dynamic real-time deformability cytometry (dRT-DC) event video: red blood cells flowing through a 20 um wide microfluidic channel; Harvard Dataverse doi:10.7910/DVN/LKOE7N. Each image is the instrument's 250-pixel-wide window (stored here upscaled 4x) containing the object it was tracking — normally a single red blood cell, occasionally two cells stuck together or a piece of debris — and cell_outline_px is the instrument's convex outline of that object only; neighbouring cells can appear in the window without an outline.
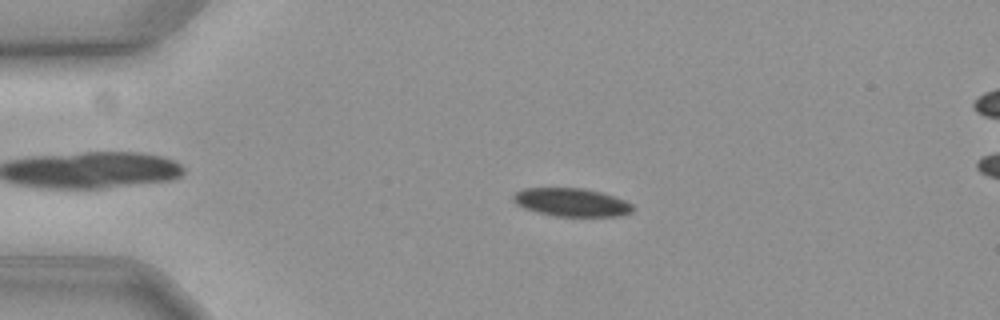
{"species": "common noctule bat (a hibernating species)", "species_latin": "Nyctalus noctula", "temperature_condition": "cold", "stored_images_in_passage": 19, "camera_frame_rate_fps": 3000, "um_per_image_px": 0.085, "animal": {"sex": "female", "body_mass_g": 19.3, "forearm_length_mm": 54.1}, "frame": {"image": 1, "passage_image": 13, "time_ms": 4.0, "image_size_px": [1000, 320], "cell_outline_px": [[632, 212], [620, 216], [552, 216], [536, 212], [524, 208], [516, 204], [512, 200], [512, 196], [516, 192], [524, 188], [584, 188], [600, 192], [624, 200], [632, 204]], "centroid_in_image_um": [48.54, 17.2], "position_along_channel_um": 36.5, "area_um2": 19.65}}